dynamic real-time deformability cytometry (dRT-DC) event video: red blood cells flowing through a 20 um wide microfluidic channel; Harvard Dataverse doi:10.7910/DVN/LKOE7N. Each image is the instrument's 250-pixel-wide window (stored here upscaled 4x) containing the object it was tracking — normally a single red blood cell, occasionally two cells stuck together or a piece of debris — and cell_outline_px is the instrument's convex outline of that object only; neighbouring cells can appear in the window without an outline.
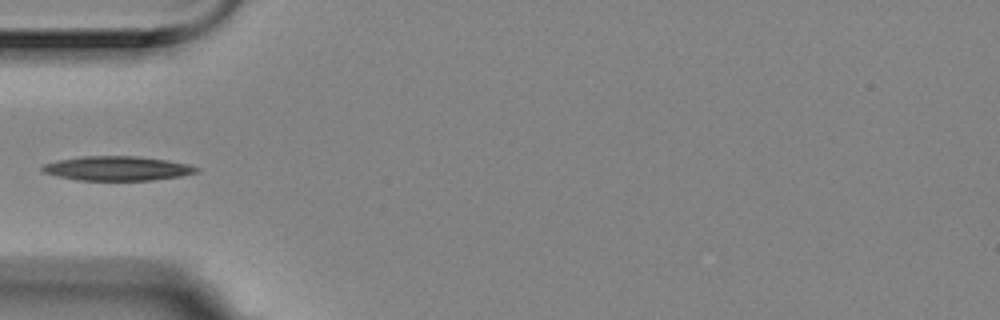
{"species": "Egyptian fruit bat (a non-hibernating species)", "species_latin": "Rousettus aegyptiacus", "temperature_condition": "room temperature", "stored_images_in_passage": 5, "camera_frame_rate_fps": 3000, "um_per_image_px": 0.085, "animal": {"sex": "female"}, "frame": {"image": 1, "passage_image": 5, "time_ms": 1.333, "image_size_px": [1000, 320], "cell_outline_px": [[200, 172], [180, 176], [152, 180], [76, 180], [40, 172], [40, 168], [44, 164], [56, 160], [84, 156], [140, 156], [168, 160], [188, 164], [200, 168]], "centroid_in_image_um": [9.96, 14.31], "position_along_channel_um": 75.0, "area_um2": 22.08}}